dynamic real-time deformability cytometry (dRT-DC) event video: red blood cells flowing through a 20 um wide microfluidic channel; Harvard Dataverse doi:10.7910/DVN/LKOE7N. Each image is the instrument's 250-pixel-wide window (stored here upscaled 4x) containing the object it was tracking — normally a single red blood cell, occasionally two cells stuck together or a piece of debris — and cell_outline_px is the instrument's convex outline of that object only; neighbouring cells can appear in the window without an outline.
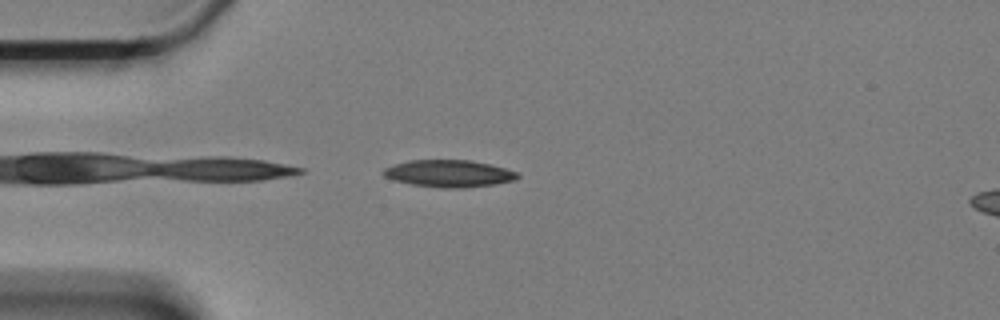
{"species": "Egyptian fruit bat (a non-hibernating species)", "species_latin": "Rousettus aegyptiacus", "temperature_condition": "cold", "stored_images_in_passage": 37, "camera_frame_rate_fps": 3000, "um_per_image_px": 0.085, "animal": {"sex": "female"}, "frame": {"image": 1, "passage_image": 2, "time_ms": 0.333, "image_size_px": [1000, 320], "cell_outline_px": [[520, 176], [516, 180], [492, 184], [464, 188], [440, 188], [412, 184], [392, 180], [384, 176], [380, 172], [384, 168], [408, 160], [468, 160], [488, 164], [504, 168], [516, 172]], "centroid_in_image_um": [38.11, 14.75], "position_along_channel_um": 46.9, "area_um2": 21.1}}
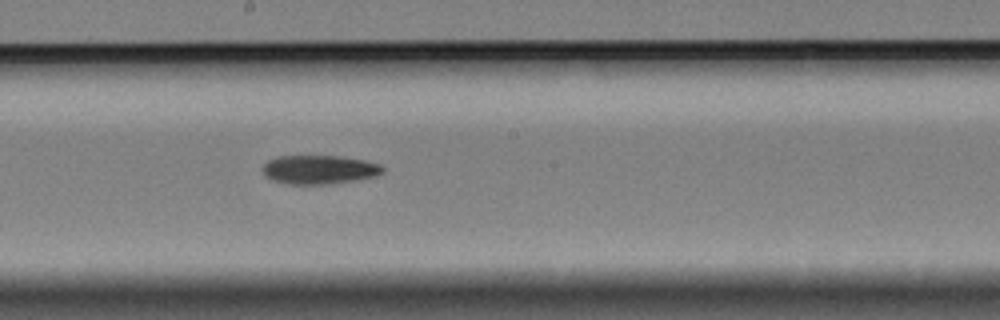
{"frame": {"image": 2, "passage_image": 19, "time_ms": 6.0, "image_size_px": [1000, 320], "cell_outline_px": [[384, 172], [376, 176], [356, 180], [332, 184], [288, 184], [272, 180], [264, 176], [264, 164], [268, 160], [276, 156], [344, 156], [364, 160], [380, 164], [384, 168]], "centroid_in_image_um": [27.16, 14.41], "position_along_channel_um": 221.0, "area_um2": 20.35}}
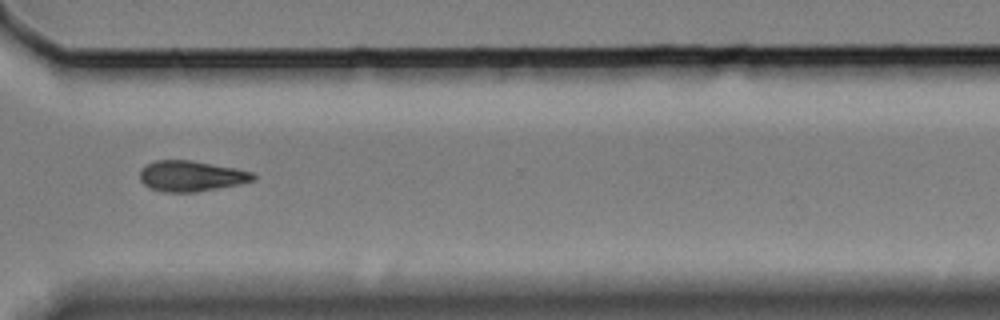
{"frame": {"image": 3, "passage_image": 31, "time_ms": 10.0, "image_size_px": [1000, 320], "cell_outline_px": [[256, 176], [252, 180], [240, 184], [196, 192], [164, 192], [152, 188], [144, 184], [140, 180], [140, 172], [148, 164], [156, 160], [192, 160], [236, 168], [252, 172]], "centroid_in_image_um": [16.26, 14.96], "position_along_channel_um": 354.3, "area_um2": 20.06}, "authors_computed_cell_mechanics": {"area_um2": 20.7502, "velocity_mm_per_s": 3.3352, "shape_relaxation_time_tau1_ms": 3.4692, "shape_relaxation_time_tau2_ms": null, "deformation_change_tau1": 0.1211, "deformation_change_tau2": null}}